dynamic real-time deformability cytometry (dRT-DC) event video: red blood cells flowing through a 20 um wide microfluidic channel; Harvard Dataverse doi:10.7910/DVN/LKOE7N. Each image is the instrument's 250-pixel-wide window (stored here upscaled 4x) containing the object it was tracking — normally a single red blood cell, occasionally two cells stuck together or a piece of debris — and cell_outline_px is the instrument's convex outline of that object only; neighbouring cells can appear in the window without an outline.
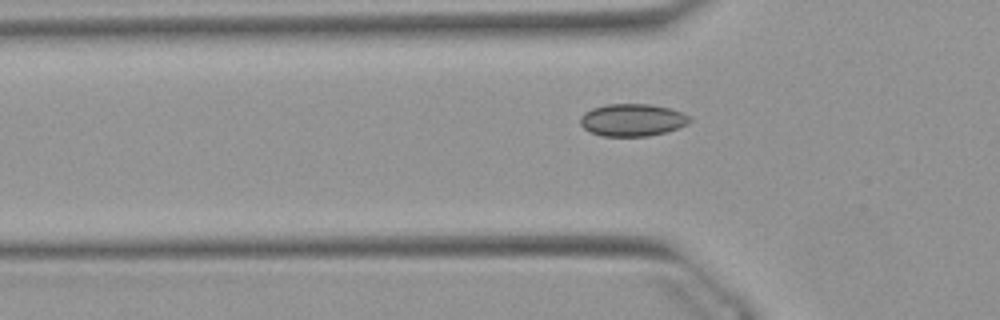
{"species": "Egyptian fruit bat (a non-hibernating species)", "species_latin": "Rousettus aegyptiacus", "temperature_condition": "warm", "stored_images_in_passage": 36, "camera_frame_rate_fps": 3000, "um_per_image_px": 0.085, "animal": {"sex": "female"}, "frame": {"image": 1, "passage_image": 10, "time_ms": 3.0, "image_size_px": [1000, 320], "cell_outline_px": [[692, 120], [688, 124], [664, 132], [648, 136], [600, 136], [584, 128], [580, 124], [580, 116], [584, 112], [592, 108], [608, 104], [648, 104], [668, 108], [680, 112], [688, 116]], "centroid_in_image_um": [53.71, 10.2], "position_along_channel_um": 72.1, "area_um2": 20.46}}
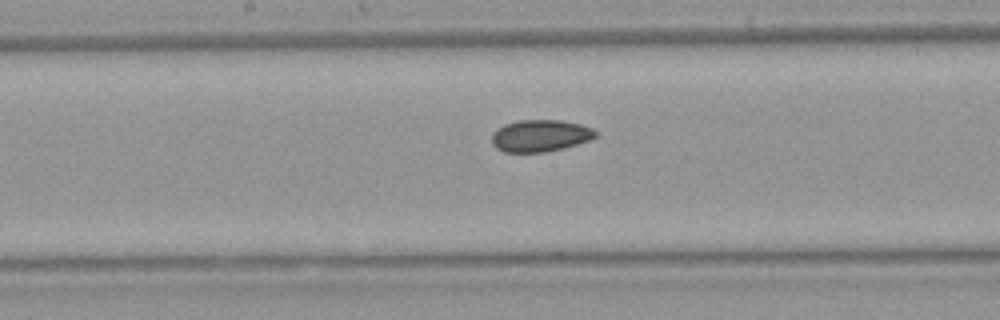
{"frame": {"image": 2, "passage_image": 20, "time_ms": 6.333, "image_size_px": [1000, 320], "cell_outline_px": [[596, 136], [588, 140], [564, 148], [544, 152], [504, 152], [496, 148], [492, 144], [492, 132], [496, 128], [504, 124], [520, 120], [560, 120], [580, 124], [592, 128], [596, 132]], "centroid_in_image_um": [45.87, 11.53], "position_along_channel_um": 202.3, "area_um2": 19.31}}
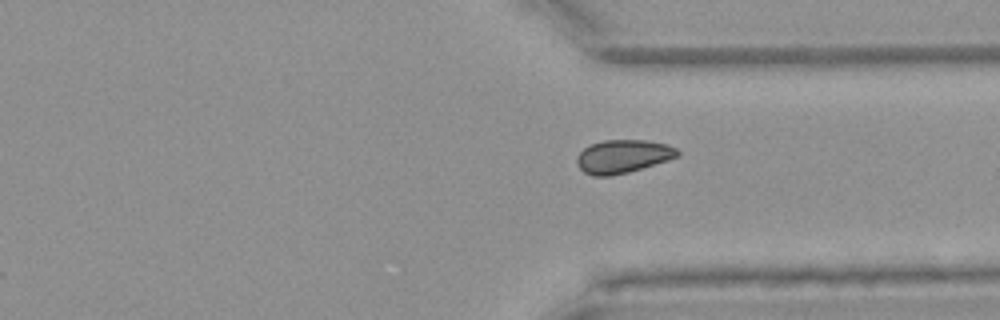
{"frame": {"image": 3, "passage_image": 32, "time_ms": 10.333, "image_size_px": [1000, 320], "cell_outline_px": [[680, 156], [668, 160], [628, 172], [612, 176], [592, 176], [584, 172], [576, 164], [576, 156], [584, 148], [592, 144], [604, 140], [644, 140], [668, 144], [676, 148], [680, 152]], "centroid_in_image_um": [52.94, 13.3], "position_along_channel_um": 358.5, "area_um2": 19.59}}